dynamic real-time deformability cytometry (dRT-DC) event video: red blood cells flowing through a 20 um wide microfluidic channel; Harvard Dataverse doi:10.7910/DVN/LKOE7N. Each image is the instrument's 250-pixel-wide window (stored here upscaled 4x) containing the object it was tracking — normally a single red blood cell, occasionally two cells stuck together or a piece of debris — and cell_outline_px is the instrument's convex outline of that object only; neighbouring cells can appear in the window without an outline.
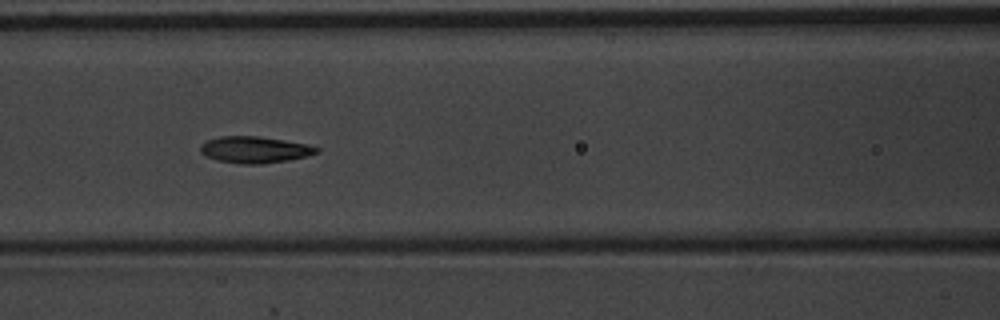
{"species": "common noctule bat (a hibernating species)", "species_latin": "Nyctalus noctula", "temperature_condition": "warm", "stored_images_in_passage": 10, "camera_frame_rate_fps": 3000, "um_per_image_px": 0.085, "animal": {"sex": "male", "body_mass_g": 20.1, "forearm_length_mm": 53.5}, "frame": {"image": 1, "passage_image": 6, "time_ms": 1.667, "image_size_px": [1000, 320], "cell_outline_px": [[320, 152], [308, 156], [288, 160], [260, 164], [240, 164], [216, 160], [204, 156], [200, 152], [200, 144], [208, 140], [220, 136], [260, 136], [308, 144], [320, 148]], "centroid_in_image_um": [21.65, 12.72], "position_along_channel_um": 145.0, "area_um2": 18.21}}
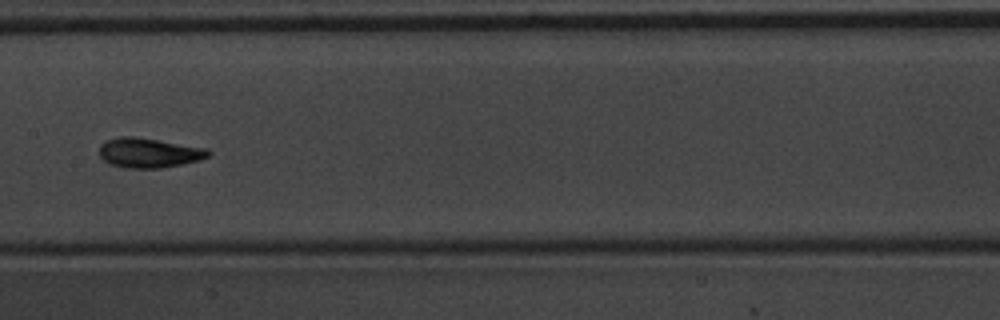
{"frame": {"image": 2, "passage_image": 7, "time_ms": 2.0, "image_size_px": [1000, 320], "cell_outline_px": [[212, 152], [208, 156], [200, 160], [160, 168], [124, 168], [108, 164], [100, 156], [100, 144], [108, 140], [120, 136], [132, 136], [208, 148]], "centroid_in_image_um": [12.65, 12.99], "position_along_channel_um": 194.7, "area_um2": 18.84}}